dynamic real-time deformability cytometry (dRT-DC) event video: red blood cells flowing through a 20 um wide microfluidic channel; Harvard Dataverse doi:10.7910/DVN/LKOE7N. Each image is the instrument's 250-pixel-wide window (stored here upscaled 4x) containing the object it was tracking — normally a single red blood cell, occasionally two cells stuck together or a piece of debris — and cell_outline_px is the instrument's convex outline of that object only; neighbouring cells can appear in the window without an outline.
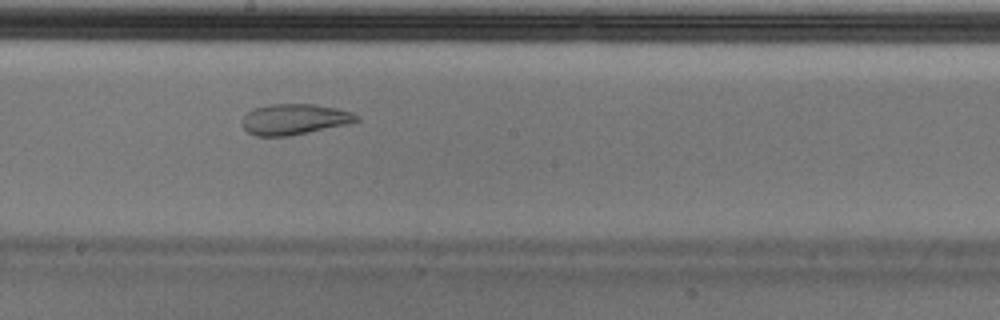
{"species": "Egyptian fruit bat (a non-hibernating species)", "species_latin": "Rousettus aegyptiacus", "temperature_condition": "cold", "stored_images_in_passage": 41, "camera_frame_rate_fps": 3000, "um_per_image_px": 0.085, "animal": {"sex": "male"}, "frame": {"image": 1, "passage_image": 24, "time_ms": 7.667, "image_size_px": [1000, 320], "cell_outline_px": [[360, 120], [348, 124], [288, 136], [256, 136], [248, 132], [244, 128], [240, 120], [252, 108], [268, 104], [312, 104], [336, 108], [352, 112], [360, 116]], "centroid_in_image_um": [25.01, 10.13], "position_along_channel_um": 223.2, "area_um2": 20.58}}
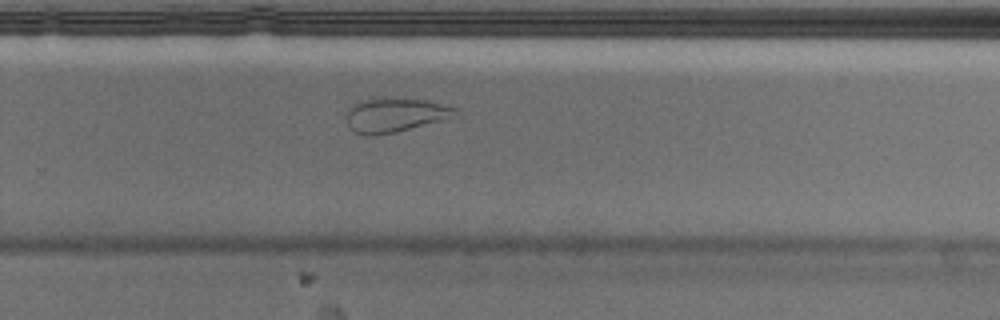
{"frame": {"image": 2, "passage_image": 30, "time_ms": 9.667, "image_size_px": [1000, 320], "cell_outline_px": [[460, 116], [448, 120], [396, 132], [376, 136], [364, 136], [356, 132], [348, 124], [344, 116], [348, 108], [360, 100], [428, 100], [448, 104]], "centroid_in_image_um": [33.63, 9.82], "position_along_channel_um": 296.2, "area_um2": 21.68}}